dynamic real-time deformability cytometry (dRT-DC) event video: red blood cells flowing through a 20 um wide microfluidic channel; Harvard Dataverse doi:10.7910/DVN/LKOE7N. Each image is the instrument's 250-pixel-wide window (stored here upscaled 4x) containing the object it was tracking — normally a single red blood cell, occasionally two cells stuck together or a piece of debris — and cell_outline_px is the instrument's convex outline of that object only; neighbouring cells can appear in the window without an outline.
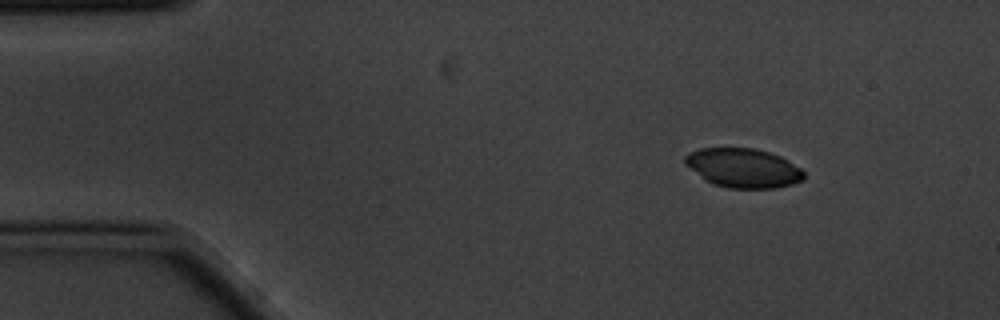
{"species": "common noctule bat (a hibernating species)", "species_latin": "Nyctalus noctula", "temperature_condition": "cold", "stored_images_in_passage": 6, "camera_frame_rate_fps": 3000, "um_per_image_px": 0.085, "animal": {"sex": "male", "body_mass_g": 20.1, "forearm_length_mm": 53.5}, "frame": {"image": 1, "passage_image": 1, "time_ms": 0.0, "image_size_px": [1000, 320], "cell_outline_px": [[804, 180], [792, 184], [776, 188], [728, 188], [712, 184], [704, 180], [684, 164], [684, 156], [700, 148], [756, 148], [780, 156], [788, 160], [800, 168], [804, 172]], "centroid_in_image_um": [63.16, 14.28], "position_along_channel_um": 21.8, "area_um2": 27.28}}